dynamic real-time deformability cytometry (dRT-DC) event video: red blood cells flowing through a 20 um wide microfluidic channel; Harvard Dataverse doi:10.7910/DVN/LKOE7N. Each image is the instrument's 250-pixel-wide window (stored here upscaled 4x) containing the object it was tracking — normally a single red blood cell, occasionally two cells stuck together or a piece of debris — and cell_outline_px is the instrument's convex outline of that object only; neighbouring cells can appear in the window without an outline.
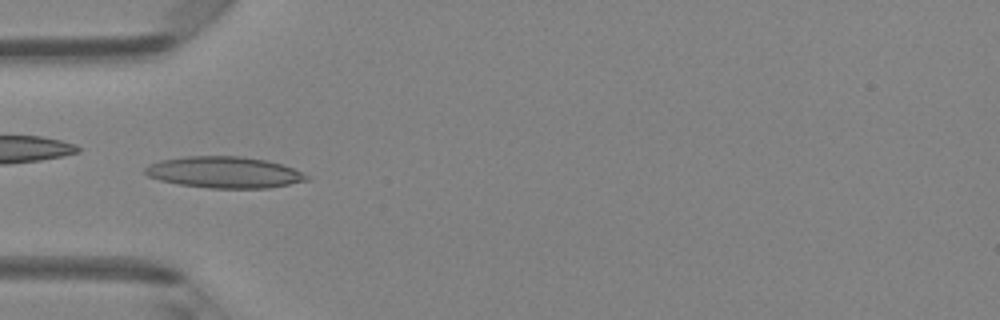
{"species": "Egyptian fruit bat (a non-hibernating species)", "species_latin": "Rousettus aegyptiacus", "temperature_condition": "room temperature", "stored_images_in_passage": 43, "camera_frame_rate_fps": 3000, "um_per_image_px": 0.085, "animal": {"sex": "female"}, "frame": {"image": 1, "passage_image": 10, "time_ms": 3.0, "image_size_px": [1000, 320], "cell_outline_px": [[312, 176], [308, 180], [268, 188], [208, 188], [180, 184], [160, 180], [148, 176], [144, 172], [144, 168], [148, 164], [160, 160], [184, 156], [240, 156], [268, 160], [304, 172]], "centroid_in_image_um": [19.07, 14.64], "position_along_channel_um": 65.9, "area_um2": 29.65}}
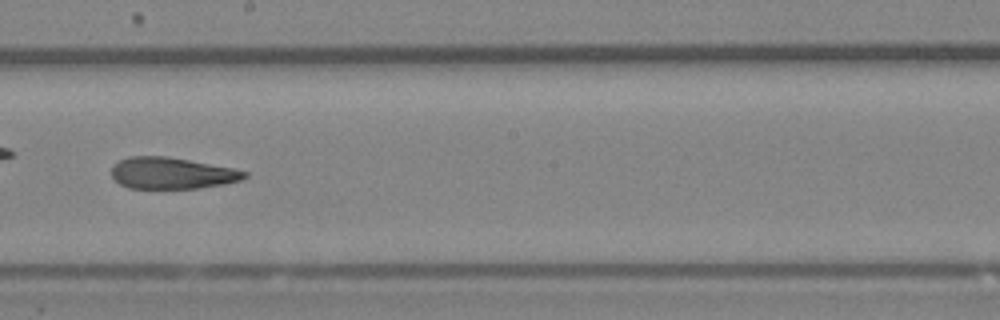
{"frame": {"image": 2, "passage_image": 22, "time_ms": 7.0, "image_size_px": [1000, 320], "cell_outline_px": [[248, 176], [240, 180], [224, 184], [200, 188], [128, 188], [120, 184], [112, 176], [112, 164], [128, 156], [168, 156], [232, 168], [248, 172]], "centroid_in_image_um": [14.59, 14.71], "position_along_channel_um": 233.6, "area_um2": 24.39}}
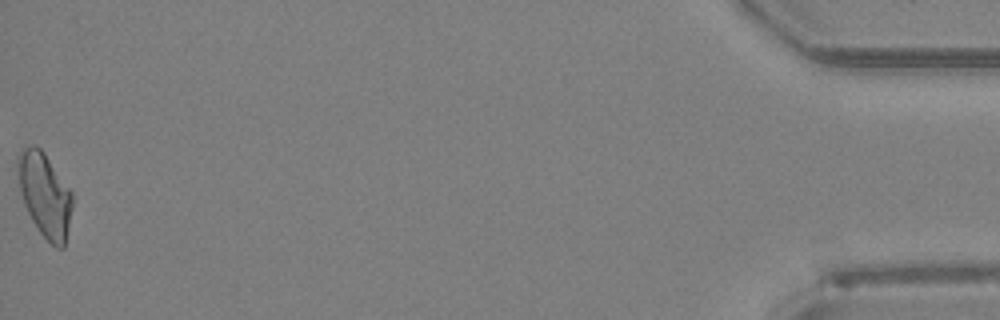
{"frame": {"image": 3, "passage_image": 43, "time_ms": 14.0, "image_size_px": [1000, 320], "cell_outline_px": [[72, 208], [64, 248], [56, 248], [40, 232], [32, 220], [24, 204], [20, 192], [16, 160], [24, 148], [28, 144], [32, 144], [40, 148], [44, 152], [72, 192]], "centroid_in_image_um": [3.8, 16.55], "position_along_channel_um": 431.4, "area_um2": 26.53}, "authors_computed_cell_mechanics": {"area_um2": 25.721, "velocity_mm_per_s": 4.2167, "shape_relaxation_time_tau1_ms": 8.3014, "shape_relaxation_time_tau2_ms": 3.117, "deformation_change_tau1": 0.2218, "deformation_change_tau2": 0.1312}}